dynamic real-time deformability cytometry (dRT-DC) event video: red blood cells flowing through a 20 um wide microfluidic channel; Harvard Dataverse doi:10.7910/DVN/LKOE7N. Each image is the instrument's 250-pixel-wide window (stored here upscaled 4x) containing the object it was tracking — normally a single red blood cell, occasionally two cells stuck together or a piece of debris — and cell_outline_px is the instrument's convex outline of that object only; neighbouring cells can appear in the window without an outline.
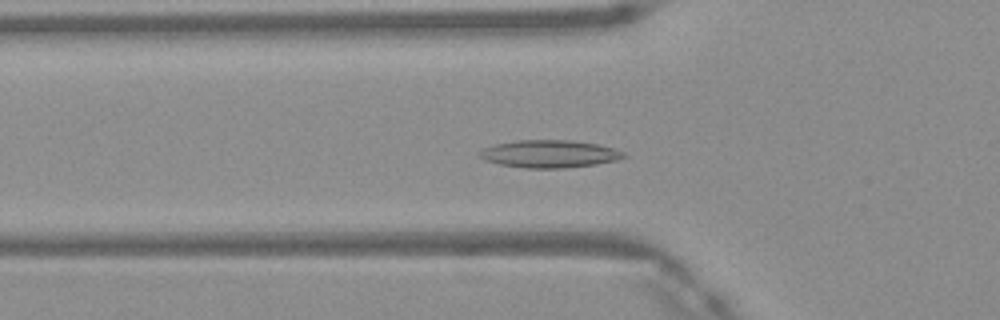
{"species": "Egyptian fruit bat (a non-hibernating species)", "species_latin": "Rousettus aegyptiacus", "temperature_condition": "warm", "stored_images_in_passage": 49, "camera_frame_rate_fps": 3000, "um_per_image_px": 0.085, "frame": {"image": 1, "passage_image": 17, "time_ms": 5.333, "image_size_px": [1000, 320], "cell_outline_px": [[628, 156], [616, 160], [596, 164], [564, 168], [524, 168], [500, 164], [484, 160], [480, 156], [480, 152], [484, 148], [496, 144], [516, 140], [572, 140], [596, 144], [612, 148], [624, 152]], "centroid_in_image_um": [46.71, 13.08], "position_along_channel_um": 79.1, "area_um2": 23.0}}
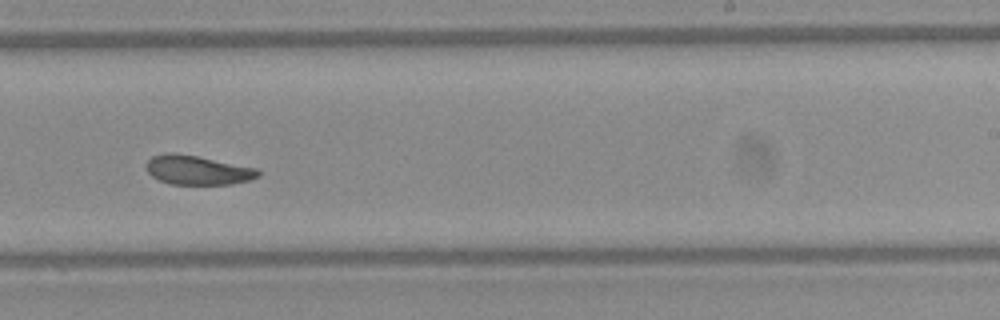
{"frame": {"image": 2, "passage_image": 31, "time_ms": 10.0, "image_size_px": [1000, 320], "cell_outline_px": [[260, 176], [248, 180], [232, 184], [172, 184], [160, 180], [152, 176], [148, 172], [144, 164], [152, 156], [164, 152], [172, 152], [196, 156], [256, 168], [260, 172]], "centroid_in_image_um": [16.75, 14.45], "position_along_channel_um": 272.3, "area_um2": 18.96}}
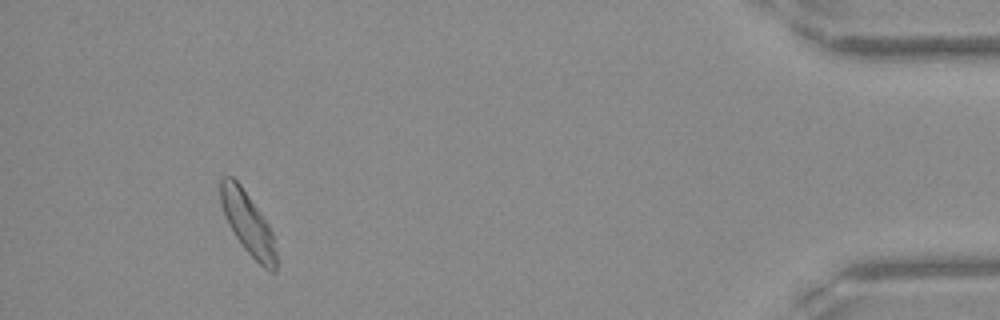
{"frame": {"image": 3, "passage_image": 46, "time_ms": 15.0, "image_size_px": [1000, 320], "cell_outline_px": [[276, 272], [272, 272], [264, 268], [244, 248], [228, 224], [224, 216], [220, 204], [220, 180], [224, 176], [232, 176], [240, 184], [260, 212], [268, 224], [272, 232], [276, 252]], "centroid_in_image_um": [21.05, 18.96], "position_along_channel_um": 414.2, "area_um2": 19.94}, "authors_computed_cell_mechanics": {"area_um2": 20.4034, "velocity_mm_per_s": 4.1283, "shape_relaxation_time_tau1_ms": 7.5663, "shape_relaxation_time_tau2_ms": 1.7746, "deformation_change_tau1": 0.1828, "deformation_change_tau2": 0.0737}}